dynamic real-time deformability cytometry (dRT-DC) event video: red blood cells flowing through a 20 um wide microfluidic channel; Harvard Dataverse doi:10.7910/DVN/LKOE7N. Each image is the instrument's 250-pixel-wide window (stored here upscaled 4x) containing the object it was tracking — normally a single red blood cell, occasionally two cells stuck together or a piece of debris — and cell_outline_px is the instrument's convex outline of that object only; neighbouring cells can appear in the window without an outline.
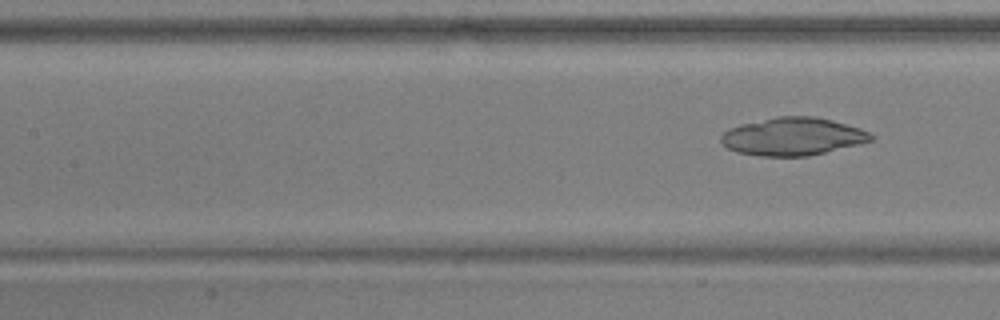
{"species": "common noctule bat (a hibernating species)", "species_latin": "Nyctalus noctula", "temperature_condition": "warm", "stored_images_in_passage": 8, "segment_of_instrument_passage": [2, 2], "camera_frame_rate_fps": 3000, "um_per_image_px": 0.085, "animal": {"sex": "male", "body_mass_g": 17.9, "forearm_length_mm": 54.2}, "frame": {"image": 1, "passage_image": 8, "time_ms": 2.333, "image_size_px": [1000, 320], "cell_outline_px": [[876, 136], [872, 140], [860, 144], [808, 156], [760, 156], [736, 152], [728, 148], [720, 140], [720, 136], [728, 128], [740, 124], [776, 116], [816, 116], [832, 120], [860, 128]], "centroid_in_image_um": [67.38, 11.6], "position_along_channel_um": 140.0, "area_um2": 33.18}}